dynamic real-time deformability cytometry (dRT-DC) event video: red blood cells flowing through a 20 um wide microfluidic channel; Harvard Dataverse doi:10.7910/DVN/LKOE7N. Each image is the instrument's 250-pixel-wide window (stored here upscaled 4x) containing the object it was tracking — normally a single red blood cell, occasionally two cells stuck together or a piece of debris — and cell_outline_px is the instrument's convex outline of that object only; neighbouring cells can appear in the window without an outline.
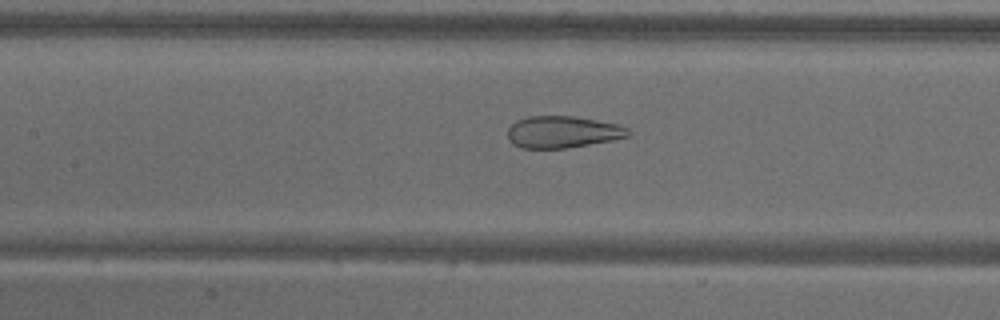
{"species": "common noctule bat (a hibernating species)", "species_latin": "Nyctalus noctula", "temperature_condition": "warm", "stored_images_in_passage": 55, "camera_frame_rate_fps": 3000, "um_per_image_px": 0.085, "animal": {"sex": "male", "body_mass_g": 18.8}, "frame": {"image": 1, "passage_image": 25, "time_ms": 8.0, "image_size_px": [1000, 320], "cell_outline_px": [[632, 132], [628, 136], [612, 140], [568, 148], [524, 148], [512, 144], [508, 140], [508, 128], [516, 120], [528, 116], [572, 116], [620, 124], [628, 128]], "centroid_in_image_um": [47.83, 11.21], "position_along_channel_um": 159.6, "area_um2": 22.48}}
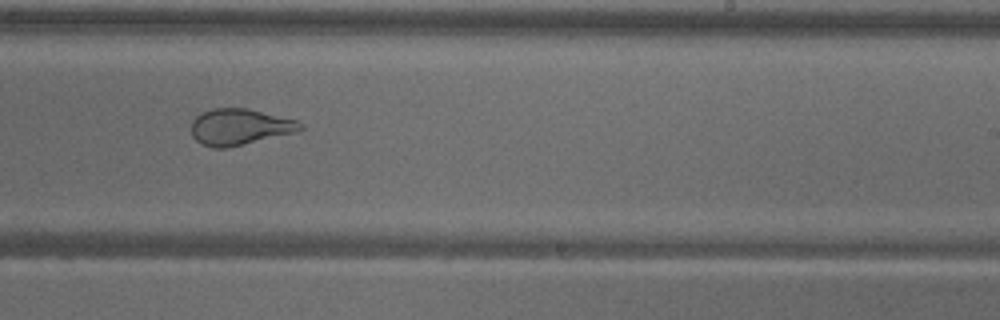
{"frame": {"image": 2, "passage_image": 34, "time_ms": 11.0, "image_size_px": [1000, 320], "cell_outline_px": [[304, 128], [292, 132], [228, 148], [216, 148], [200, 144], [192, 136], [192, 120], [196, 116], [212, 108], [248, 108], [296, 120], [304, 124]], "centroid_in_image_um": [20.33, 10.78], "position_along_channel_um": 268.7, "area_um2": 22.77}}
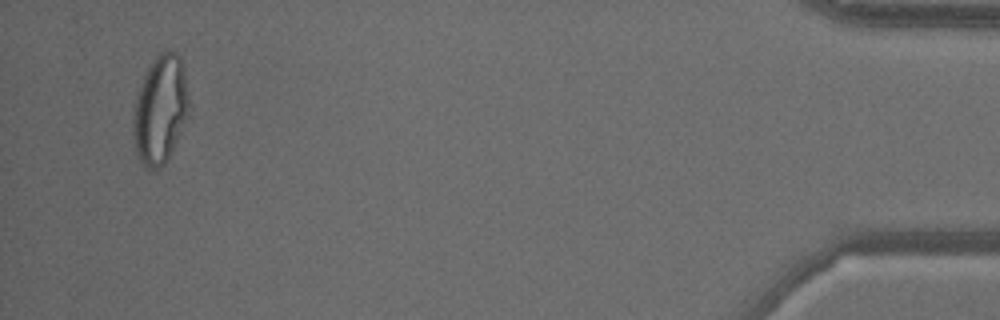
{"frame": {"image": 3, "passage_image": 53, "time_ms": 17.333, "image_size_px": [1000, 320], "cell_outline_px": [[188, 116], [168, 160], [160, 168], [152, 172], [144, 168], [136, 152], [132, 132], [132, 120], [136, 96], [140, 84], [148, 64], [160, 52], [176, 52], [180, 56], [184, 68], [188, 96]], "centroid_in_image_um": [13.6, 9.35], "position_along_channel_um": 421.6, "area_um2": 35.66}}